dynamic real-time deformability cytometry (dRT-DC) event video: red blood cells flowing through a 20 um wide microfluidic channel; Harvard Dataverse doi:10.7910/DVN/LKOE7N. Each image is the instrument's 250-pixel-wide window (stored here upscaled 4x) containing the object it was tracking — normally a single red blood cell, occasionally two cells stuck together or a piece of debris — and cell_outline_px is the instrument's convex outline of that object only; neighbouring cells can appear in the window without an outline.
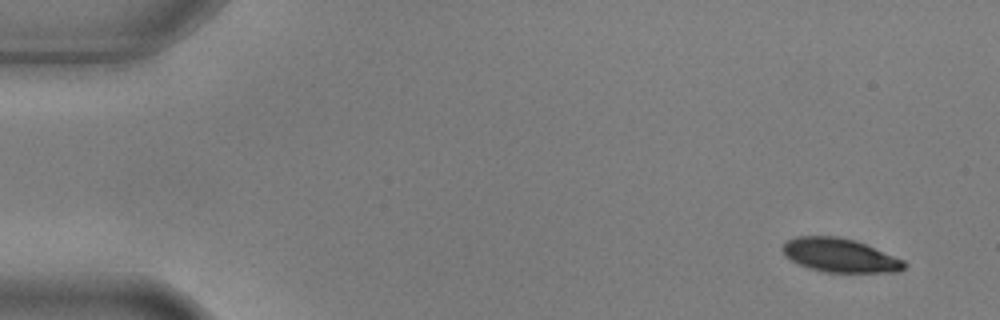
{"species": "common noctule bat (a hibernating species)", "species_latin": "Nyctalus noctula", "temperature_condition": "warm", "stored_images_in_passage": 7, "camera_frame_rate_fps": 3000, "um_per_image_px": 0.085, "animal": {"sex": "male", "body_mass_g": 17.9, "forearm_length_mm": 54.2}, "frame": {"image": 1, "passage_image": 1, "time_ms": 0.0, "image_size_px": [1000, 320], "cell_outline_px": [[908, 264], [900, 272], [824, 272], [808, 268], [784, 256], [780, 248], [788, 240], [796, 236], [840, 236], [856, 240], [904, 260]], "centroid_in_image_um": [71.39, 21.7], "position_along_channel_um": 13.6, "area_um2": 24.1}}
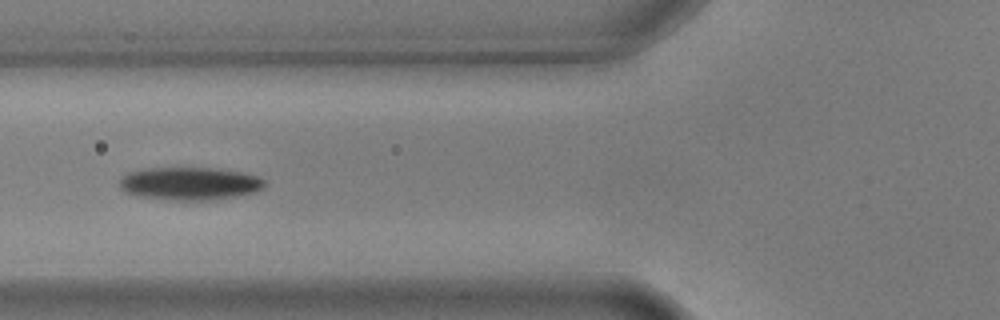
{"frame": {"image": 2, "passage_image": 6, "time_ms": 1.667, "image_size_px": [1000, 320], "cell_outline_px": [[264, 188], [256, 192], [236, 196], [208, 200], [176, 200], [136, 196], [124, 192], [120, 188], [120, 176], [128, 172], [140, 168], [220, 168], [240, 172], [256, 176], [264, 180]], "centroid_in_image_um": [16.08, 15.59], "position_along_channel_um": 109.7, "area_um2": 27.98}}
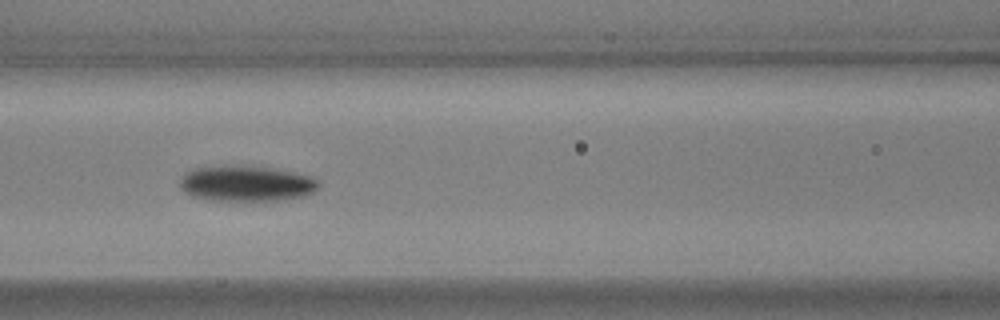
{"frame": {"image": 3, "passage_image": 7, "time_ms": 2.0, "image_size_px": [1000, 320], "cell_outline_px": [[320, 184], [312, 192], [304, 196], [280, 200], [208, 200], [192, 196], [184, 192], [180, 188], [180, 176], [196, 168], [240, 164], [244, 164], [296, 172], [312, 176], [320, 180]], "centroid_in_image_um": [20.94, 15.58], "position_along_channel_um": 145.7, "area_um2": 29.13}}